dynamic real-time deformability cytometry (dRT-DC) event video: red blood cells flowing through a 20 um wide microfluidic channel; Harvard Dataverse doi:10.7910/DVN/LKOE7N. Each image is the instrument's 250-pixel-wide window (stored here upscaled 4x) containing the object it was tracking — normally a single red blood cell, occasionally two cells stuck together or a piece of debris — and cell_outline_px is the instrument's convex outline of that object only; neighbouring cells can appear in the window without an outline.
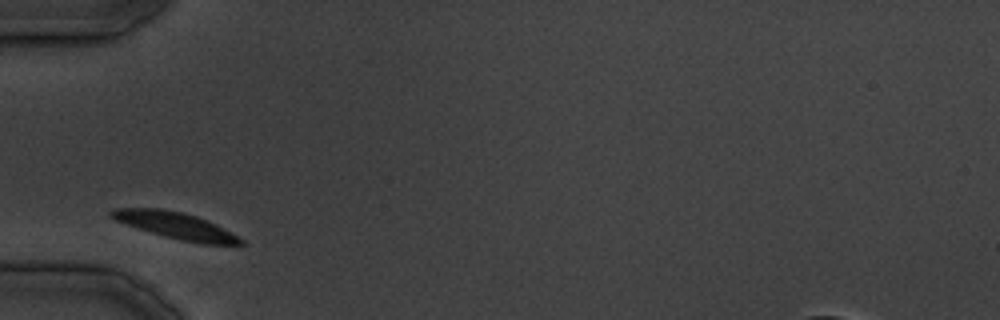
{"species": "common noctule bat (a hibernating species)", "species_latin": "Nyctalus noctula", "temperature_condition": "cold", "stored_images_in_passage": 22, "camera_frame_rate_fps": 3000, "um_per_image_px": 0.085, "animal": {"sex": "male", "body_mass_g": 19.5, "forearm_length_mm": 54.6}, "frame": {"image": 1, "passage_image": 1, "time_ms": 0.0, "image_size_px": [1000, 320], "cell_outline_px": [[244, 244], [204, 244], [180, 240], [152, 232], [116, 220], [108, 216], [108, 212], [116, 208], [160, 208], [180, 212], [196, 216], [244, 240]], "centroid_in_image_um": [14.87, 19.16], "position_along_channel_um": 70.1, "area_um2": 19.19}}